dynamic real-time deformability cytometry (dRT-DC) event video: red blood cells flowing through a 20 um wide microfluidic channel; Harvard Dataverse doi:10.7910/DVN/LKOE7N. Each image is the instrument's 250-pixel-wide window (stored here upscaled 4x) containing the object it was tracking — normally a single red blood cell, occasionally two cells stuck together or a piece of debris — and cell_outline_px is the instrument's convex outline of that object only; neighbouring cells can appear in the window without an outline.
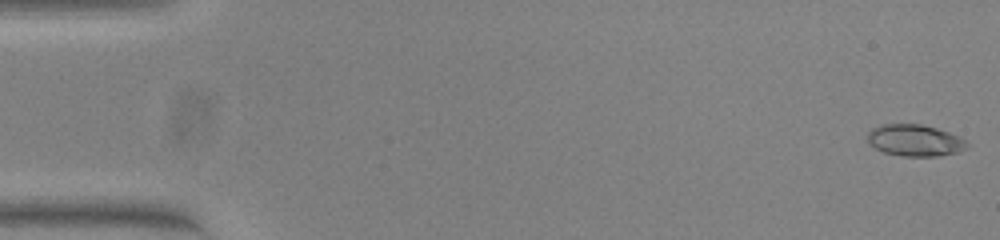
{"species": "common noctule bat (a hibernating species)", "species_latin": "Nyctalus noctula", "temperature_condition": "warm", "stored_images_in_passage": 53, "camera_frame_rate_fps": 3000, "um_per_image_px": 0.085, "animal": {"sex": "female", "body_mass_g": 23.0, "forearm_length_mm": 53.4}, "frame": {"image": 1, "passage_image": 1, "time_ms": 0.0, "image_size_px": [1000, 240], "cell_outline_px": [[968, 148], [956, 152], [936, 156], [904, 156], [884, 152], [876, 148], [868, 140], [868, 132], [872, 128], [884, 124], [920, 124], [936, 128], [948, 132], [964, 140], [968, 144]], "centroid_in_image_um": [77.76, 11.93], "position_along_channel_um": 7.2, "area_um2": 17.98}}
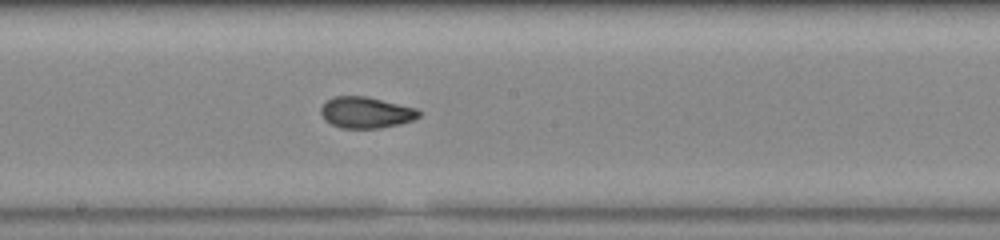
{"frame": {"image": 2, "passage_image": 29, "time_ms": 9.333, "image_size_px": [1000, 240], "cell_outline_px": [[420, 116], [412, 120], [400, 124], [380, 128], [340, 128], [324, 120], [320, 112], [320, 108], [332, 96], [364, 96], [416, 108], [420, 112]], "centroid_in_image_um": [31.08, 9.57], "position_along_channel_um": 217.1, "area_um2": 17.74}}
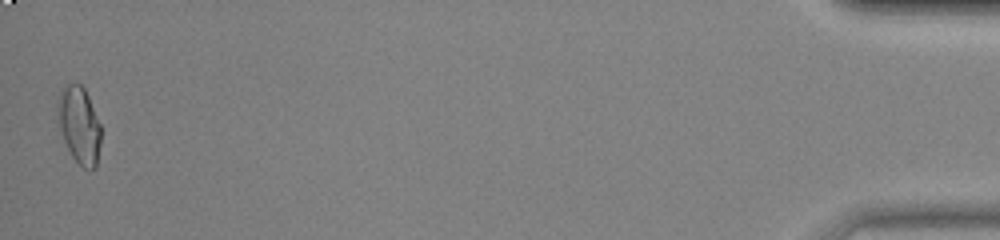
{"frame": {"image": 3, "passage_image": 53, "time_ms": 17.333, "image_size_px": [1000, 240], "cell_outline_px": [[100, 144], [96, 168], [84, 168], [72, 156], [64, 140], [60, 128], [56, 112], [56, 104], [64, 88], [68, 84], [80, 84], [84, 88], [88, 96], [100, 124]], "centroid_in_image_um": [6.73, 10.64], "position_along_channel_um": 428.5, "area_um2": 19.02}, "authors_computed_cell_mechanics": {"area_um2": 18.0336, "velocity_mm_per_s": 3.8394, "shape_relaxation_time_tau1_ms": 10.0641, "shape_relaxation_time_tau2_ms": 1.5588, "deformation_change_tau1": 0.2713, "deformation_change_tau2": 0.0712}}